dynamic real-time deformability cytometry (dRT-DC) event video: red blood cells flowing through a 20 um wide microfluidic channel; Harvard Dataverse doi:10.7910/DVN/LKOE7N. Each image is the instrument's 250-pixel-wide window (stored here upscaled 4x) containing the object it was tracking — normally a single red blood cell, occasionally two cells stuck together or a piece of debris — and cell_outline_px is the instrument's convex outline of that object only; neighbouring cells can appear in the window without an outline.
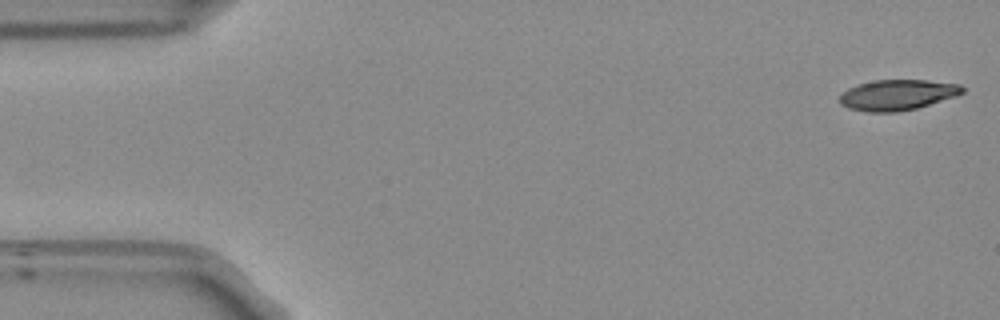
{"species": "Egyptian fruit bat (a non-hibernating species)", "species_latin": "Rousettus aegyptiacus", "temperature_condition": "room temperature", "stored_images_in_passage": 53, "camera_frame_rate_fps": 3000, "um_per_image_px": 0.085, "frame": {"image": 1, "passage_image": 1, "time_ms": 0.0, "image_size_px": [1000, 320], "cell_outline_px": [[964, 92], [956, 96], [916, 108], [896, 112], [868, 112], [848, 108], [840, 104], [840, 96], [848, 88], [860, 84], [876, 80], [924, 80], [960, 84], [964, 88]], "centroid_in_image_um": [76.28, 8.07], "position_along_channel_um": 8.7, "area_um2": 21.68}}
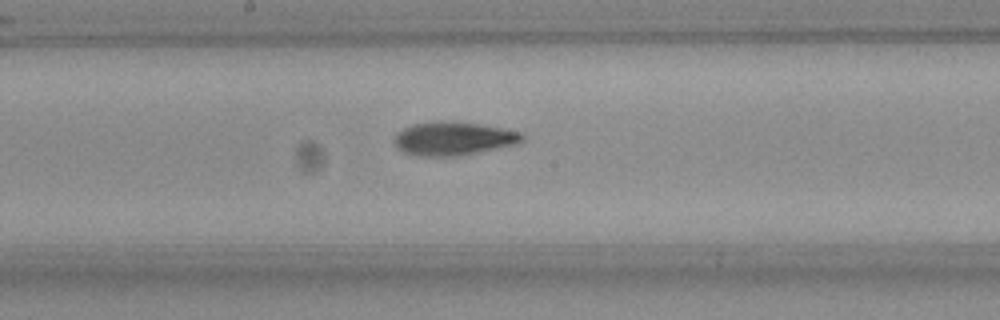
{"frame": {"image": 2, "passage_image": 27, "time_ms": 8.667, "image_size_px": [1000, 320], "cell_outline_px": [[524, 140], [516, 144], [452, 156], [420, 156], [404, 152], [396, 144], [396, 132], [412, 124], [436, 120], [444, 120], [480, 124], [504, 128], [520, 132], [524, 136]], "centroid_in_image_um": [38.54, 11.74], "position_along_channel_um": 209.7, "area_um2": 24.62}}
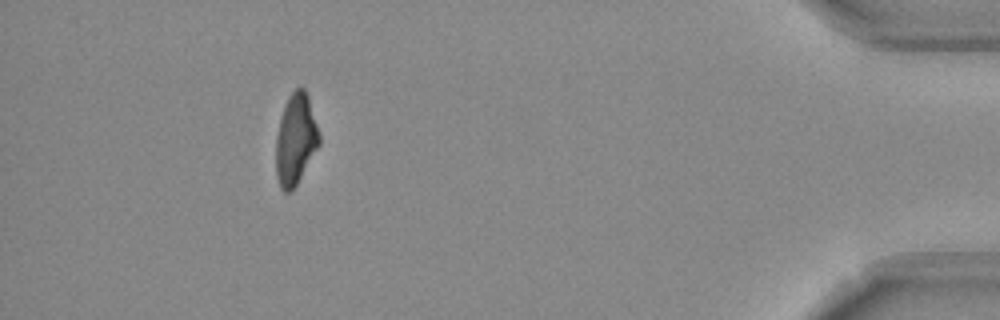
{"frame": {"image": 3, "passage_image": 48, "time_ms": 15.667, "image_size_px": [1000, 320], "cell_outline_px": [[320, 144], [296, 184], [288, 192], [284, 192], [280, 188], [276, 176], [276, 136], [284, 104], [288, 96], [300, 84], [304, 88], [308, 96], [320, 136]], "centroid_in_image_um": [25.12, 11.81], "position_along_channel_um": 410.1, "area_um2": 22.77}, "authors_computed_cell_mechanics": {"area_um2": 23.4668, "velocity_mm_per_s": 3.7682, "shape_relaxation_time_tau1_ms": 5.1391, "shape_relaxation_time_tau2_ms": 4.1306, "deformation_change_tau1": 0.1891, "deformation_change_tau2": 0.1201}}